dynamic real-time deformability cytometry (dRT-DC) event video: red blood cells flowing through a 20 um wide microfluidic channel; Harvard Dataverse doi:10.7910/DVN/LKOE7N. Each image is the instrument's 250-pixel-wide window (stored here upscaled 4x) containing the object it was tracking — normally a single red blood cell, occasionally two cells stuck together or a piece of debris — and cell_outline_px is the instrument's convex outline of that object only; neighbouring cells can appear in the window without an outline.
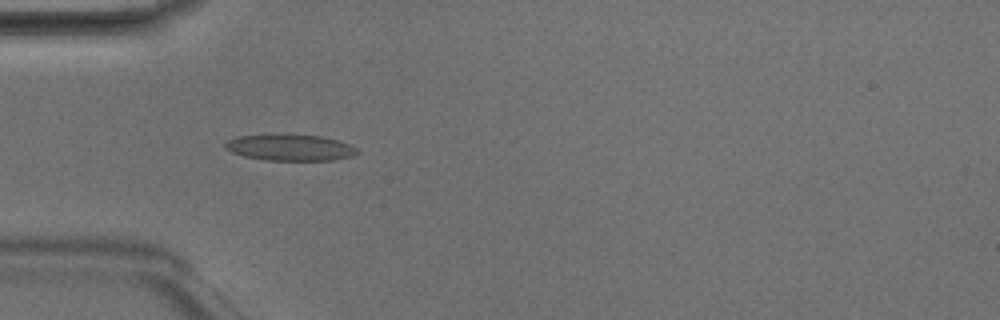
{"species": "Egyptian fruit bat (a non-hibernating species)", "species_latin": "Rousettus aegyptiacus", "temperature_condition": "room temperature", "stored_images_in_passage": 5, "camera_frame_rate_fps": 3000, "um_per_image_px": 0.085, "animal": {"sex": "male"}, "frame": {"image": 1, "passage_image": 4, "time_ms": 1.0, "image_size_px": [1000, 320], "cell_outline_px": [[360, 152], [352, 156], [332, 160], [268, 160], [244, 156], [232, 152], [224, 148], [224, 144], [228, 140], [240, 136], [268, 132], [320, 136], [336, 140], [348, 144], [356, 148]], "centroid_in_image_um": [24.61, 12.51], "position_along_channel_um": 60.4, "area_um2": 20.58}}